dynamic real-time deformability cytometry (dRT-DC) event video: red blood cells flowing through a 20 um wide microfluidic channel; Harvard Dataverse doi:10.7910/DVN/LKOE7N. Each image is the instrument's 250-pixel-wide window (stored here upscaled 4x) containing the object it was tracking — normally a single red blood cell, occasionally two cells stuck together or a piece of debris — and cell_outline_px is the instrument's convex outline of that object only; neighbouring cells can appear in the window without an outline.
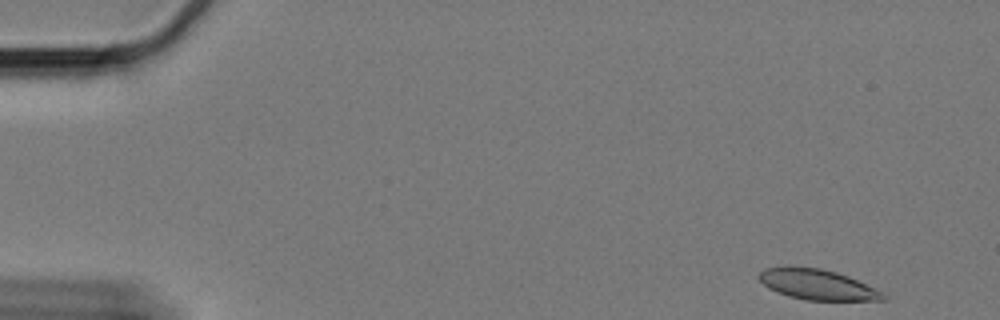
{"species": "Egyptian fruit bat (a non-hibernating species)", "species_latin": "Rousettus aegyptiacus", "temperature_condition": "cold", "stored_images_in_passage": 19, "camera_frame_rate_fps": 3000, "um_per_image_px": 0.085, "animal": {"sex": "female"}, "frame": {"image": 1, "passage_image": 1, "time_ms": 0.0, "image_size_px": [1000, 320], "cell_outline_px": [[888, 296], [884, 300], [808, 300], [788, 296], [776, 292], [768, 288], [760, 280], [760, 272], [764, 268], [820, 268], [836, 272], [848, 276], [884, 292]], "centroid_in_image_um": [69.53, 24.21], "position_along_channel_um": 15.5, "area_um2": 21.5}}
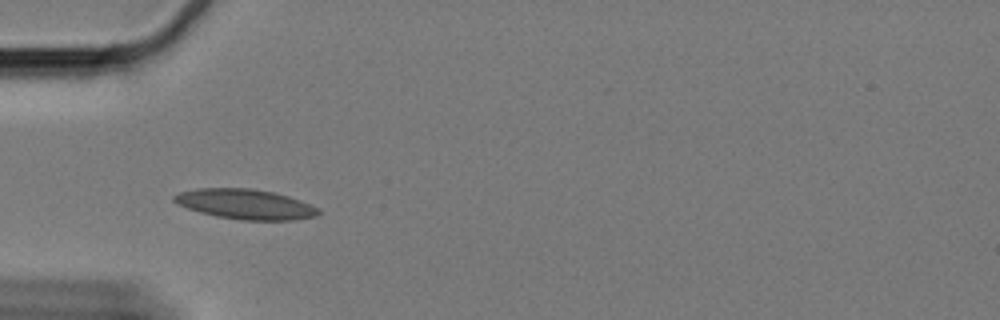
{"frame": {"image": 2, "passage_image": 16, "time_ms": 5.0, "image_size_px": [1000, 320], "cell_outline_px": [[320, 212], [316, 216], [292, 220], [240, 220], [216, 216], [200, 212], [188, 208], [172, 200], [172, 196], [180, 192], [200, 188], [248, 188], [272, 192], [288, 196], [300, 200], [316, 208]], "centroid_in_image_um": [20.83, 17.36], "position_along_channel_um": 64.2, "area_um2": 24.91}}